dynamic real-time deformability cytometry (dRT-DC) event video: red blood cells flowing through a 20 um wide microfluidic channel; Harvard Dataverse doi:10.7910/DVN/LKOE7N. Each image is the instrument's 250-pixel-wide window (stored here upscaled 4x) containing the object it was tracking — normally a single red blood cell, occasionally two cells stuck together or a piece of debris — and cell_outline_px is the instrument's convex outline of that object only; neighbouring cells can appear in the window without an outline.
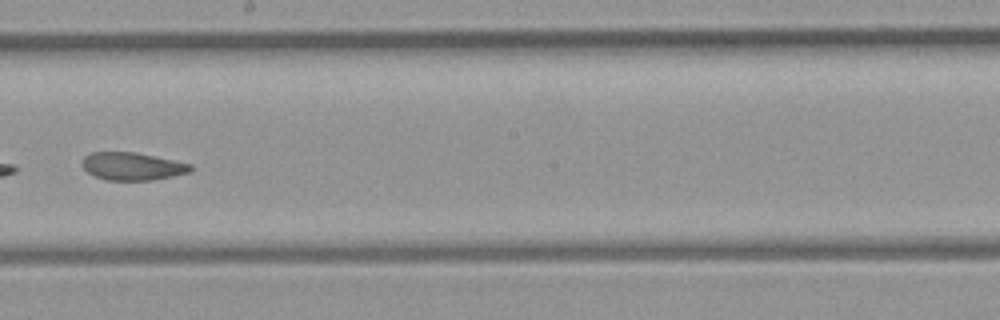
{"species": "common noctule bat (a hibernating species)", "species_latin": "Nyctalus noctula", "temperature_condition": "room temperature", "stored_images_in_passage": 43, "camera_frame_rate_fps": 3000, "um_per_image_px": 0.085, "animal": {"sex": "female", "body_mass_g": 21.9}, "frame": {"image": 1, "passage_image": 25, "time_ms": 8.0, "image_size_px": [1000, 320], "cell_outline_px": [[192, 172], [152, 180], [108, 180], [96, 176], [88, 172], [84, 168], [84, 156], [92, 152], [136, 152], [192, 164]], "centroid_in_image_um": [11.29, 14.13], "position_along_channel_um": 236.9, "area_um2": 17.34}}